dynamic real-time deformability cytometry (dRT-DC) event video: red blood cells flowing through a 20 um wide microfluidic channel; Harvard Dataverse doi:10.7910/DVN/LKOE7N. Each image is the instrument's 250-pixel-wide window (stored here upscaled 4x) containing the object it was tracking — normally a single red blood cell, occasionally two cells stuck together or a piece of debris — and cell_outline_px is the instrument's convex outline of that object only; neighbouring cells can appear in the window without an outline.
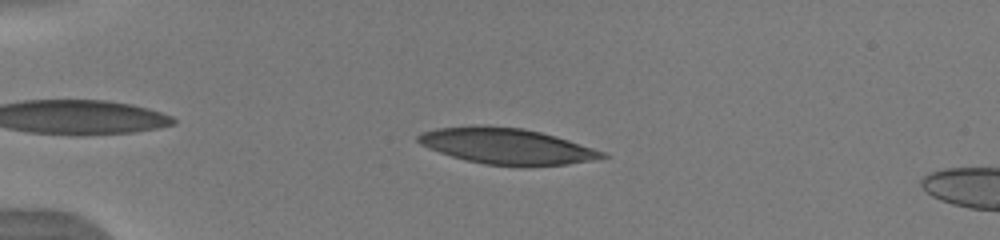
{"species": "human", "species_latin": "Homo sapiens", "temperature_condition": "warm", "stored_images_in_passage": 40, "camera_frame_rate_fps": 3000, "um_per_image_px": 0.085, "donor": {"sex": "male"}, "frame": {"image": 1, "passage_image": 7, "time_ms": 2.0, "image_size_px": [1000, 240], "cell_outline_px": [[608, 156], [592, 160], [568, 164], [520, 168], [484, 164], [464, 160], [428, 148], [420, 144], [416, 140], [416, 136], [420, 132], [436, 128], [472, 124], [488, 124], [524, 128], [556, 136], [604, 152]], "centroid_in_image_um": [43.0, 12.42], "position_along_channel_um": 42.0, "area_um2": 39.42}}
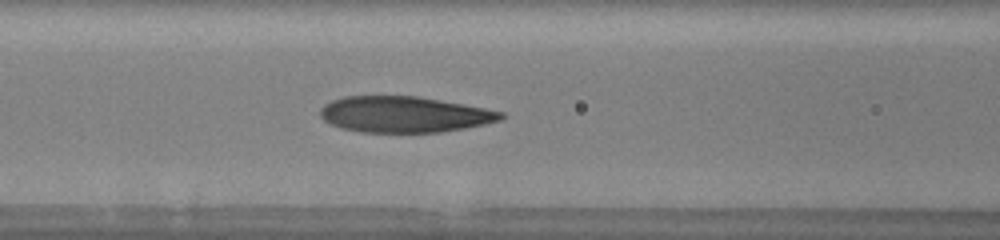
{"frame": {"image": 2, "passage_image": 17, "time_ms": 5.333, "image_size_px": [1000, 240], "cell_outline_px": [[504, 116], [500, 120], [484, 124], [464, 128], [440, 132], [360, 132], [340, 128], [324, 120], [320, 116], [320, 108], [324, 104], [332, 100], [344, 96], [416, 96], [464, 104], [504, 112]], "centroid_in_image_um": [34.33, 9.72], "position_along_channel_um": 132.3, "area_um2": 37.8}}
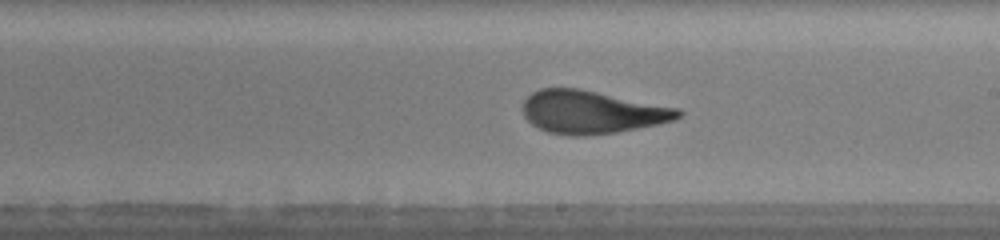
{"frame": {"image": 3, "passage_image": 25, "time_ms": 8.0, "image_size_px": [1000, 240], "cell_outline_px": [[684, 112], [680, 116], [672, 120], [656, 124], [616, 132], [584, 136], [572, 136], [548, 132], [532, 124], [524, 116], [524, 100], [532, 92], [540, 88], [580, 88], [680, 108]], "centroid_in_image_um": [50.31, 9.51], "position_along_channel_um": 238.7, "area_um2": 38.78}, "authors_computed_cell_mechanics": {"area_um2": 38.7549, "velocity_mm_per_s": 3.995, "shape_relaxation_time_tau1_ms": 4.5507, "shape_relaxation_time_tau2_ms": 1.1354, "deformation_change_tau1": 0.2048, "deformation_change_tau2": 0.0912}}